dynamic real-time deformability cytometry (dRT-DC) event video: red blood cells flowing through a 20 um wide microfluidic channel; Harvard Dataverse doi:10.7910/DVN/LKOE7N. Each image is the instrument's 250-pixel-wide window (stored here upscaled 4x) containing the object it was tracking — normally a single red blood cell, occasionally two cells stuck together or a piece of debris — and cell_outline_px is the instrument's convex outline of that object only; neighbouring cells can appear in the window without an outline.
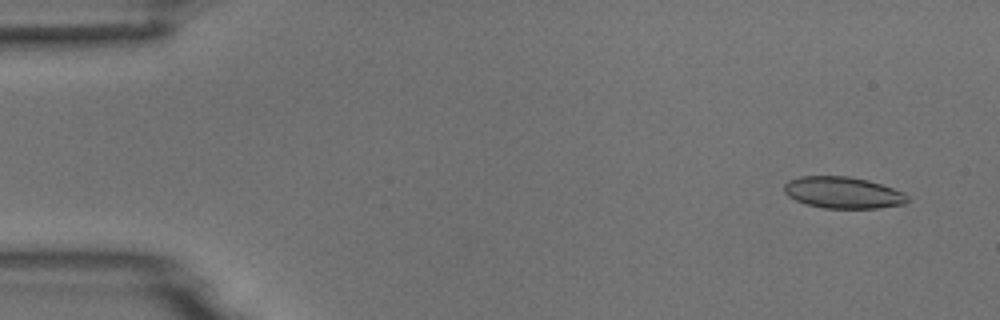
{"species": "common noctule bat (a hibernating species)", "species_latin": "Nyctalus noctula", "temperature_condition": "room temperature", "stored_images_in_passage": 4, "camera_frame_rate_fps": 3000, "um_per_image_px": 0.085, "animal": {"sex": "male", "body_mass_g": 18.8}, "frame": {"image": 1, "passage_image": 1, "time_ms": 0.0, "image_size_px": [1000, 320], "cell_outline_px": [[908, 200], [904, 204], [880, 208], [824, 208], [804, 204], [788, 196], [784, 192], [784, 184], [788, 180], [800, 176], [848, 176], [868, 180], [904, 192], [908, 196]], "centroid_in_image_um": [71.63, 16.37], "position_along_channel_um": 13.4, "area_um2": 22.77}}
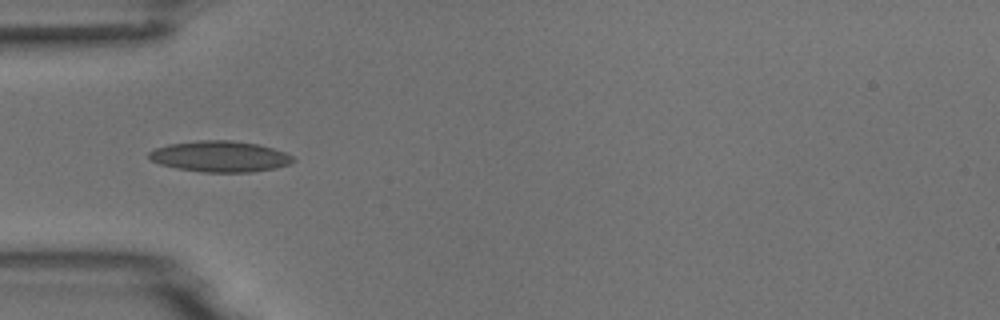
{"frame": {"image": 2, "passage_image": 4, "time_ms": 4.333, "image_size_px": [1000, 320], "cell_outline_px": [[296, 160], [292, 164], [276, 168], [252, 172], [204, 172], [176, 168], [160, 164], [152, 160], [148, 156], [148, 152], [156, 148], [168, 144], [200, 140], [232, 140], [260, 144], [284, 152], [292, 156]], "centroid_in_image_um": [18.73, 13.3], "position_along_channel_um": 66.3, "area_um2": 26.13}}